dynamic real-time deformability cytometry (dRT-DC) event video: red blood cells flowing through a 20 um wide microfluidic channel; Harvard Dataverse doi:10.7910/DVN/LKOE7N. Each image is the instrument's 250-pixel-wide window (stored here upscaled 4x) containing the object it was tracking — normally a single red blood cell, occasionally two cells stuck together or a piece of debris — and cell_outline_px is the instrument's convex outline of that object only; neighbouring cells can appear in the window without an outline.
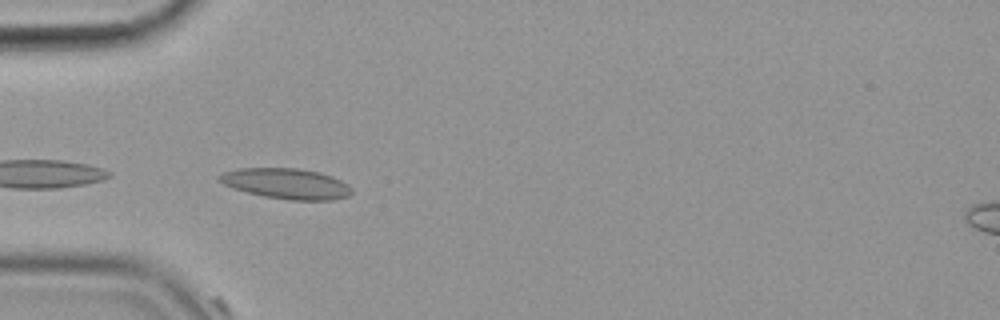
{"species": "common noctule bat (a hibernating species)", "species_latin": "Nyctalus noctula", "temperature_condition": "cold", "stored_images_in_passage": 7, "camera_frame_rate_fps": 3000, "um_per_image_px": 0.085, "animal": {"sex": "female", "body_mass_g": 19.9}, "frame": {"image": 1, "passage_image": 1, "time_ms": 0.0, "image_size_px": [1000, 320], "cell_outline_px": [[352, 192], [348, 196], [332, 200], [288, 200], [264, 196], [232, 188], [216, 180], [216, 176], [224, 172], [240, 168], [296, 168], [320, 172], [332, 176], [348, 184], [352, 188]], "centroid_in_image_um": [24.33, 15.6], "position_along_channel_um": 60.7, "area_um2": 23.64}}